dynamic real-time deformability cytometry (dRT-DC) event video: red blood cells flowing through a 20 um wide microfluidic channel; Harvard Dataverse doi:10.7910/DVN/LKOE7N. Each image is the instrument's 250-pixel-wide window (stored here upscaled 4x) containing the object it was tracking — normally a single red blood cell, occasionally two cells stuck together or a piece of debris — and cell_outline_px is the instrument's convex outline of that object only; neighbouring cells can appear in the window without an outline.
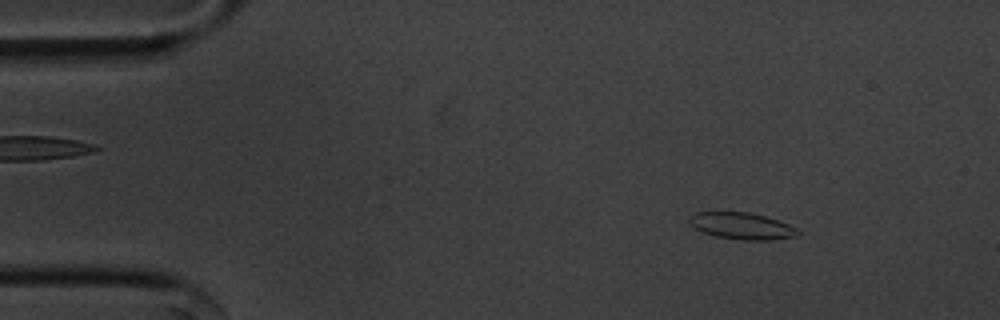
{"species": "common noctule bat (a hibernating species)", "species_latin": "Nyctalus noctula", "temperature_condition": "cold", "stored_images_in_passage": 55, "camera_frame_rate_fps": 3000, "um_per_image_px": 0.085, "animal": {"sex": "male", "body_mass_g": 20.1, "forearm_length_mm": 53.5}, "frame": {"image": 1, "passage_image": 7, "time_ms": 2.0, "image_size_px": [1000, 320], "cell_outline_px": [[800, 232], [796, 236], [768, 240], [744, 240], [716, 236], [704, 232], [688, 224], [688, 216], [696, 212], [748, 212], [764, 216], [788, 224], [796, 228]], "centroid_in_image_um": [63.01, 19.2], "position_along_channel_um": 22.0, "area_um2": 16.7}}
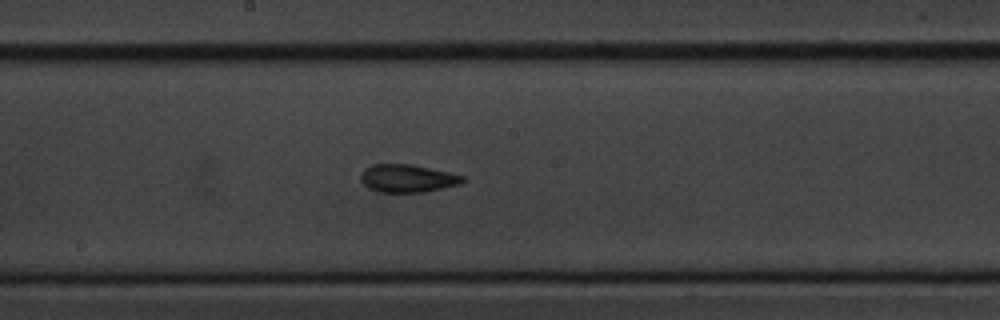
{"frame": {"image": 2, "passage_image": 29, "time_ms": 9.333, "image_size_px": [1000, 320], "cell_outline_px": [[464, 180], [460, 184], [424, 192], [380, 192], [368, 188], [360, 180], [360, 172], [364, 168], [372, 164], [412, 164], [448, 172], [464, 176]], "centroid_in_image_um": [34.58, 15.15], "position_along_channel_um": 213.6, "area_um2": 16.59}}
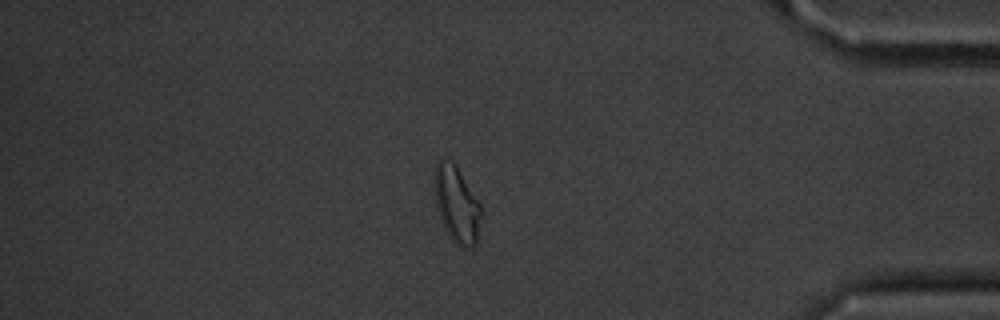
{"frame": {"image": 3, "passage_image": 47, "time_ms": 15.333, "image_size_px": [1000, 320], "cell_outline_px": [[480, 216], [476, 244], [472, 248], [464, 248], [456, 244], [448, 236], [440, 220], [436, 208], [432, 184], [436, 164], [440, 160], [452, 160], [456, 164], [480, 204]], "centroid_in_image_um": [38.76, 17.37], "position_along_channel_um": 396.4, "area_um2": 21.04}, "authors_computed_cell_mechanics": {"area_um2": 16.762, "velocity_mm_per_s": 3.5889, "shape_relaxation_time_tau1_ms": 6.4343, "shape_relaxation_time_tau2_ms": 5.1859, "deformation_change_tau1": 0.1434, "deformation_change_tau2": 0.1021}}